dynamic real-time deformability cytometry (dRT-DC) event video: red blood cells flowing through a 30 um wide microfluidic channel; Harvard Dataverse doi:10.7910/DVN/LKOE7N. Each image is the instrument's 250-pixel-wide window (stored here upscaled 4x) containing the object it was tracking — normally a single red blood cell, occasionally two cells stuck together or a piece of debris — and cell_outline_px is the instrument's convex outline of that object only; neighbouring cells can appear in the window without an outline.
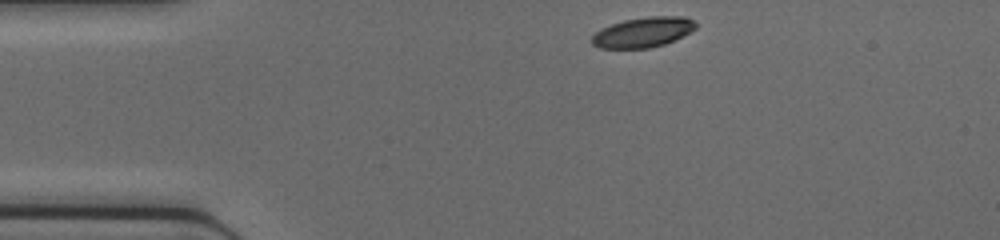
{"species": "common noctule bat (a hibernating species)", "species_latin": "Nyctalus noctula", "temperature_condition": "cold", "stored_images_in_passage": 38, "camera_frame_rate_fps": 3000, "um_per_image_px": 0.085, "animal": {"sex": "female", "body_mass_g": 17.0, "forearm_length_mm": 48.0}, "frame": {"image": 1, "passage_image": 1, "time_ms": 0.0, "image_size_px": [1000, 240], "cell_outline_px": [[696, 28], [676, 40], [664, 44], [648, 48], [600, 48], [592, 44], [588, 40], [600, 28], [624, 20], [648, 16], [684, 16], [692, 20], [696, 24]], "centroid_in_image_um": [54.63, 2.74], "position_along_channel_um": 30.4, "area_um2": 18.32}}
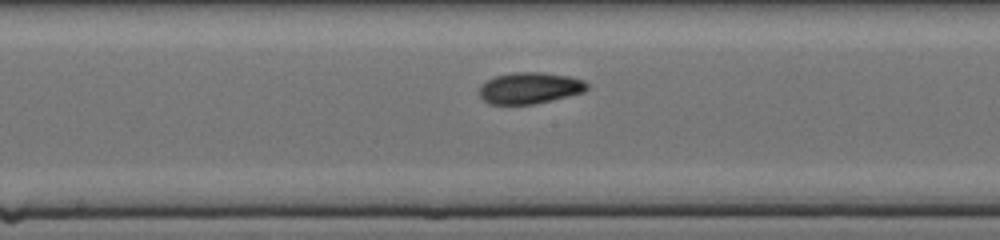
{"frame": {"image": 2, "passage_image": 16, "time_ms": 5.0, "image_size_px": [1000, 240], "cell_outline_px": [[588, 88], [584, 92], [568, 96], [532, 104], [488, 104], [480, 96], [480, 84], [496, 76], [512, 72], [544, 72], [568, 76], [584, 80], [588, 84]], "centroid_in_image_um": [45.03, 7.47], "position_along_channel_um": 203.2, "area_um2": 19.65}}
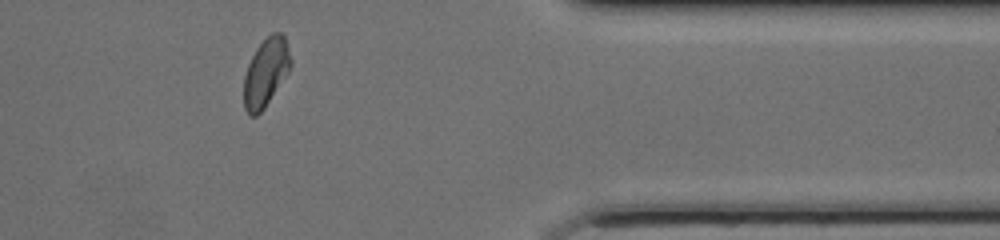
{"frame": {"image": 3, "passage_image": 30, "time_ms": 9.667, "image_size_px": [1000, 240], "cell_outline_px": [[292, 64], [288, 72], [264, 108], [256, 116], [248, 116], [244, 108], [244, 76], [248, 64], [256, 48], [272, 32], [280, 32], [284, 36], [292, 60]], "centroid_in_image_um": [22.59, 6.16], "position_along_channel_um": 388.8, "area_um2": 18.5}}